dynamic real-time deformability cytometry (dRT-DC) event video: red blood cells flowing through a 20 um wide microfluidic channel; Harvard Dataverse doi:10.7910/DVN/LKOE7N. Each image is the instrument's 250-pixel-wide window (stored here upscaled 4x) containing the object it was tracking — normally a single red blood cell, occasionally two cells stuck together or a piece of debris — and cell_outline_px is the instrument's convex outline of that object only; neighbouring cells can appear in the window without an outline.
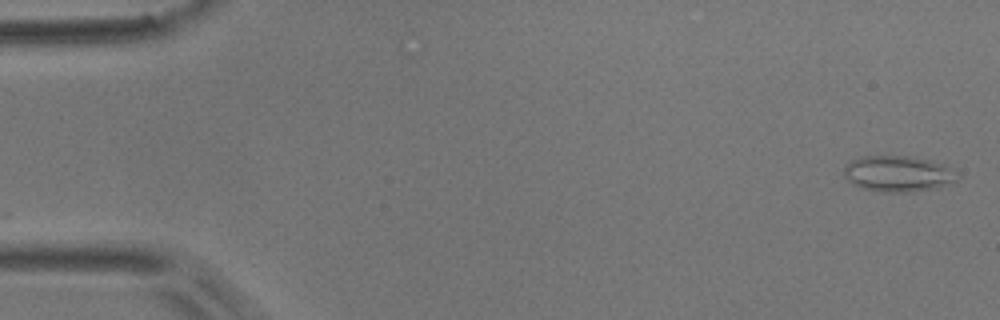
{"species": "common noctule bat (a hibernating species)", "species_latin": "Nyctalus noctula", "temperature_condition": "room temperature", "stored_images_in_passage": 6, "camera_frame_rate_fps": 3000, "um_per_image_px": 0.085, "animal": {"sex": "male", "body_mass_g": 17.9}, "frame": {"image": 1, "passage_image": 1, "time_ms": 0.0, "image_size_px": [1000, 320], "cell_outline_px": [[960, 176], [956, 180], [936, 188], [912, 192], [884, 192], [864, 188], [852, 184], [844, 176], [844, 168], [852, 160], [864, 156], [904, 156], [932, 160], [944, 164], [952, 168]], "centroid_in_image_um": [76.36, 14.77], "position_along_channel_um": 8.6, "area_um2": 23.7}}